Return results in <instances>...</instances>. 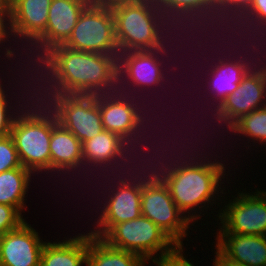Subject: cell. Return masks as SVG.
Wrapping results in <instances>:
<instances>
[{"label":"cell","instance_id":"cell-31","mask_svg":"<svg viewBox=\"0 0 266 266\" xmlns=\"http://www.w3.org/2000/svg\"><path fill=\"white\" fill-rule=\"evenodd\" d=\"M38 81V83H25L24 88H34L30 89L31 93L36 97L46 98L48 103L69 104L77 96L64 75H44Z\"/></svg>","mask_w":266,"mask_h":266},{"label":"cell","instance_id":"cell-44","mask_svg":"<svg viewBox=\"0 0 266 266\" xmlns=\"http://www.w3.org/2000/svg\"><path fill=\"white\" fill-rule=\"evenodd\" d=\"M216 256L213 259L215 262V266H246L244 264L236 263L227 258L221 257L217 252H215Z\"/></svg>","mask_w":266,"mask_h":266},{"label":"cell","instance_id":"cell-13","mask_svg":"<svg viewBox=\"0 0 266 266\" xmlns=\"http://www.w3.org/2000/svg\"><path fill=\"white\" fill-rule=\"evenodd\" d=\"M70 49L119 55L115 21L100 15L81 13L68 38Z\"/></svg>","mask_w":266,"mask_h":266},{"label":"cell","instance_id":"cell-17","mask_svg":"<svg viewBox=\"0 0 266 266\" xmlns=\"http://www.w3.org/2000/svg\"><path fill=\"white\" fill-rule=\"evenodd\" d=\"M63 127L82 143L103 130L98 95H77L66 107Z\"/></svg>","mask_w":266,"mask_h":266},{"label":"cell","instance_id":"cell-36","mask_svg":"<svg viewBox=\"0 0 266 266\" xmlns=\"http://www.w3.org/2000/svg\"><path fill=\"white\" fill-rule=\"evenodd\" d=\"M242 13L245 29L266 28V0H252Z\"/></svg>","mask_w":266,"mask_h":266},{"label":"cell","instance_id":"cell-16","mask_svg":"<svg viewBox=\"0 0 266 266\" xmlns=\"http://www.w3.org/2000/svg\"><path fill=\"white\" fill-rule=\"evenodd\" d=\"M197 21L210 35L214 32V39L223 36L236 44L245 30L243 13L230 0H203L197 4Z\"/></svg>","mask_w":266,"mask_h":266},{"label":"cell","instance_id":"cell-8","mask_svg":"<svg viewBox=\"0 0 266 266\" xmlns=\"http://www.w3.org/2000/svg\"><path fill=\"white\" fill-rule=\"evenodd\" d=\"M237 195L219 209L217 217L222 226L216 234L266 236V191H238Z\"/></svg>","mask_w":266,"mask_h":266},{"label":"cell","instance_id":"cell-1","mask_svg":"<svg viewBox=\"0 0 266 266\" xmlns=\"http://www.w3.org/2000/svg\"><path fill=\"white\" fill-rule=\"evenodd\" d=\"M214 160L213 162L210 160L205 161L194 167L181 170L171 182L170 195L178 209L190 222L196 223L195 220L198 222L197 219L201 217L200 210L202 211L203 209L202 212H204V209L207 210V207L210 208L213 203L216 204V199L219 200V196H221L219 193H227H224L221 188L222 184H225L222 178L227 174L225 173L227 172L225 171L227 170L225 169L226 165L222 163V159L220 162L216 158ZM209 203L210 207L208 206ZM197 213L199 214L197 215Z\"/></svg>","mask_w":266,"mask_h":266},{"label":"cell","instance_id":"cell-45","mask_svg":"<svg viewBox=\"0 0 266 266\" xmlns=\"http://www.w3.org/2000/svg\"><path fill=\"white\" fill-rule=\"evenodd\" d=\"M207 52H208V51H206V52H205V51H204V52L201 51L200 54L204 56V59H202V58H203L202 56H201V57L199 56V57H196V58H195V61L198 60L199 58H201L202 60H205V62H208V63H207V65H208V64H209V60L212 59V58L214 57V55H213V56H208V57H212V58H208V57L206 58V57H205V56H206L205 53H207ZM196 55H197V54L195 53L194 56H196ZM188 57L192 59V57H190L189 55H188ZM197 58H198V59H197ZM207 59H209V60H207ZM192 60H193V59H192ZM206 60H207V61H206ZM187 61L190 62L191 60H187ZM201 62H202V61H201ZM201 62L199 63L200 66H201V64H203V62H202V63H201ZM191 63H194V61H192ZM195 64H197V63H194V64L190 65L189 67H191V66H193V65H195ZM205 65H206V63L204 64V66H205ZM197 66H198V64H197ZM197 66H195V67H197ZM200 66H198V67L200 68ZM193 67H194V66H193ZM195 67H194V68H195ZM201 67H202V66H201ZM198 73H201L200 70H199ZM194 74H195V75H199V74H196L195 72H194ZM196 78L198 79V77H196ZM196 78H194V79H196ZM193 83H194V81H193Z\"/></svg>","mask_w":266,"mask_h":266},{"label":"cell","instance_id":"cell-12","mask_svg":"<svg viewBox=\"0 0 266 266\" xmlns=\"http://www.w3.org/2000/svg\"><path fill=\"white\" fill-rule=\"evenodd\" d=\"M141 213L156 224L178 246L188 236L190 222L174 203L169 190L148 189L141 193ZM183 238V239H182Z\"/></svg>","mask_w":266,"mask_h":266},{"label":"cell","instance_id":"cell-47","mask_svg":"<svg viewBox=\"0 0 266 266\" xmlns=\"http://www.w3.org/2000/svg\"><path fill=\"white\" fill-rule=\"evenodd\" d=\"M3 3L7 4V5H12L16 0H1Z\"/></svg>","mask_w":266,"mask_h":266},{"label":"cell","instance_id":"cell-11","mask_svg":"<svg viewBox=\"0 0 266 266\" xmlns=\"http://www.w3.org/2000/svg\"><path fill=\"white\" fill-rule=\"evenodd\" d=\"M52 128L33 124L27 119L15 117L10 135L13 138L21 165L33 175L50 172V138Z\"/></svg>","mask_w":266,"mask_h":266},{"label":"cell","instance_id":"cell-46","mask_svg":"<svg viewBox=\"0 0 266 266\" xmlns=\"http://www.w3.org/2000/svg\"><path fill=\"white\" fill-rule=\"evenodd\" d=\"M238 9L243 12L252 2V0H230Z\"/></svg>","mask_w":266,"mask_h":266},{"label":"cell","instance_id":"cell-18","mask_svg":"<svg viewBox=\"0 0 266 266\" xmlns=\"http://www.w3.org/2000/svg\"><path fill=\"white\" fill-rule=\"evenodd\" d=\"M216 251L221 257L246 266H266V236L217 234Z\"/></svg>","mask_w":266,"mask_h":266},{"label":"cell","instance_id":"cell-41","mask_svg":"<svg viewBox=\"0 0 266 266\" xmlns=\"http://www.w3.org/2000/svg\"><path fill=\"white\" fill-rule=\"evenodd\" d=\"M10 35V36H9ZM13 36L11 29V6L0 5V44L9 42V38ZM9 37V38H8ZM0 48L2 49V47Z\"/></svg>","mask_w":266,"mask_h":266},{"label":"cell","instance_id":"cell-48","mask_svg":"<svg viewBox=\"0 0 266 266\" xmlns=\"http://www.w3.org/2000/svg\"><path fill=\"white\" fill-rule=\"evenodd\" d=\"M0 5H7V4L3 3V2L0 0Z\"/></svg>","mask_w":266,"mask_h":266},{"label":"cell","instance_id":"cell-5","mask_svg":"<svg viewBox=\"0 0 266 266\" xmlns=\"http://www.w3.org/2000/svg\"><path fill=\"white\" fill-rule=\"evenodd\" d=\"M101 239L113 248L141 256L148 263L151 259L156 266L178 247L165 232L143 215L115 224Z\"/></svg>","mask_w":266,"mask_h":266},{"label":"cell","instance_id":"cell-2","mask_svg":"<svg viewBox=\"0 0 266 266\" xmlns=\"http://www.w3.org/2000/svg\"><path fill=\"white\" fill-rule=\"evenodd\" d=\"M136 99L137 97L135 96L127 95L119 91L98 95V105L101 113L103 129L119 135L130 146L133 147H137L145 143L149 138V133H152L153 137H156L154 136L155 129H157L158 127L161 128L163 126L162 123H164L162 122V120H157L158 123L161 122V126L158 123L157 125H155L154 123V126L151 124L152 118L150 117L151 115H149V113L152 114L153 112H155V114L153 113L152 115L157 114V111H155L154 107H152L154 111L150 109V104H153V97L150 100L148 99V101H150L151 103L148 102L147 104L144 103L146 101L142 99L140 100V98H138L137 100ZM147 108L149 109L147 110ZM148 124L150 125V127L152 126L154 128H149Z\"/></svg>","mask_w":266,"mask_h":266},{"label":"cell","instance_id":"cell-14","mask_svg":"<svg viewBox=\"0 0 266 266\" xmlns=\"http://www.w3.org/2000/svg\"><path fill=\"white\" fill-rule=\"evenodd\" d=\"M111 192V193H110ZM102 199L105 201L99 205L101 208L100 216L96 219V230L91 229L89 233L97 238H102L115 224L134 220L142 215L141 213V193L139 189L132 186H123L118 189L109 191L107 194L104 191ZM108 195V196H105Z\"/></svg>","mask_w":266,"mask_h":266},{"label":"cell","instance_id":"cell-39","mask_svg":"<svg viewBox=\"0 0 266 266\" xmlns=\"http://www.w3.org/2000/svg\"><path fill=\"white\" fill-rule=\"evenodd\" d=\"M21 215L14 207L0 204V237L5 233L16 229L23 221Z\"/></svg>","mask_w":266,"mask_h":266},{"label":"cell","instance_id":"cell-6","mask_svg":"<svg viewBox=\"0 0 266 266\" xmlns=\"http://www.w3.org/2000/svg\"><path fill=\"white\" fill-rule=\"evenodd\" d=\"M114 21L120 53L163 48L154 0H128Z\"/></svg>","mask_w":266,"mask_h":266},{"label":"cell","instance_id":"cell-27","mask_svg":"<svg viewBox=\"0 0 266 266\" xmlns=\"http://www.w3.org/2000/svg\"><path fill=\"white\" fill-rule=\"evenodd\" d=\"M32 172L25 167H18L0 173V204L14 207L21 215L27 207L25 195L32 180Z\"/></svg>","mask_w":266,"mask_h":266},{"label":"cell","instance_id":"cell-19","mask_svg":"<svg viewBox=\"0 0 266 266\" xmlns=\"http://www.w3.org/2000/svg\"><path fill=\"white\" fill-rule=\"evenodd\" d=\"M52 0H16L11 5V29L20 42L45 31ZM18 39V41L16 40Z\"/></svg>","mask_w":266,"mask_h":266},{"label":"cell","instance_id":"cell-30","mask_svg":"<svg viewBox=\"0 0 266 266\" xmlns=\"http://www.w3.org/2000/svg\"><path fill=\"white\" fill-rule=\"evenodd\" d=\"M81 13L75 0H52L45 31L68 39Z\"/></svg>","mask_w":266,"mask_h":266},{"label":"cell","instance_id":"cell-37","mask_svg":"<svg viewBox=\"0 0 266 266\" xmlns=\"http://www.w3.org/2000/svg\"><path fill=\"white\" fill-rule=\"evenodd\" d=\"M3 86L5 85L0 83V138L10 134L13 121L17 116V107L15 109V107H13L14 105L11 106V104H13L12 101L9 99L7 100V97L9 98L10 95L6 93L8 90Z\"/></svg>","mask_w":266,"mask_h":266},{"label":"cell","instance_id":"cell-22","mask_svg":"<svg viewBox=\"0 0 266 266\" xmlns=\"http://www.w3.org/2000/svg\"><path fill=\"white\" fill-rule=\"evenodd\" d=\"M22 90H25V91H22L23 93L20 92V94H22V95H20L21 97H19V98H21V100H19V98H18L19 102L15 101L17 103H14L15 107L18 106L17 107V109H18L17 114L19 116L27 119L28 121H30L33 124L42 125V126L49 127L52 129L63 127L65 109L69 104L48 103L46 101L47 100L46 98L36 97L33 93H31V91L29 89L27 90L25 88ZM26 91H28V92H26ZM24 93H26L25 97H23ZM27 94H28V96H27ZM23 98H24V100H23ZM25 99H27V100L25 101ZM20 101L22 102V104H20ZM23 102L26 105H24ZM17 104H19V105H17ZM19 106L21 109L19 108Z\"/></svg>","mask_w":266,"mask_h":266},{"label":"cell","instance_id":"cell-25","mask_svg":"<svg viewBox=\"0 0 266 266\" xmlns=\"http://www.w3.org/2000/svg\"><path fill=\"white\" fill-rule=\"evenodd\" d=\"M241 117L266 107V88L261 86L248 72L239 87L221 103Z\"/></svg>","mask_w":266,"mask_h":266},{"label":"cell","instance_id":"cell-15","mask_svg":"<svg viewBox=\"0 0 266 266\" xmlns=\"http://www.w3.org/2000/svg\"><path fill=\"white\" fill-rule=\"evenodd\" d=\"M45 243L25 220L16 229L0 237V265L40 266Z\"/></svg>","mask_w":266,"mask_h":266},{"label":"cell","instance_id":"cell-38","mask_svg":"<svg viewBox=\"0 0 266 266\" xmlns=\"http://www.w3.org/2000/svg\"><path fill=\"white\" fill-rule=\"evenodd\" d=\"M22 167L12 136L0 138V173Z\"/></svg>","mask_w":266,"mask_h":266},{"label":"cell","instance_id":"cell-9","mask_svg":"<svg viewBox=\"0 0 266 266\" xmlns=\"http://www.w3.org/2000/svg\"><path fill=\"white\" fill-rule=\"evenodd\" d=\"M155 5L157 8L158 20H159V24H160V41L162 43L163 48L167 47L166 49L170 50V51L173 50L172 52H174V48H175L176 49L175 53H176V51L178 52L181 49L179 51L181 53V52H183L182 50L184 48H187V46H188V48H189L188 52L191 54L190 47L193 48V46H194V49H195L194 51L196 53H199V51H196L197 48H196V44L194 43V41H196V40L197 41H199V40L203 41L202 39H204V36H205V39H204L205 42L209 41L210 39L211 40L214 39V38H212L213 36L212 35L210 36L209 35L210 33L208 31H206L204 29V27L202 25H200V23L197 21V5L192 6V7H188V8L182 7V6H177V5H172V4H168V3H155ZM173 32H174V34H173ZM198 33H199V35H198ZM194 34L197 36H194ZM194 37H195V39H194ZM207 37L208 38L210 37V38L208 39ZM190 39H192V40H190ZM184 40H186V41H184ZM175 41L177 42V44L175 43ZM191 41H192V43H191ZM171 42L173 44H171ZM178 42H180V45ZM185 42H187V43H185ZM188 43L190 46L187 45ZM185 44H186V47L182 48V45L185 46ZM173 46H175V47H173ZM171 47H173V48H171Z\"/></svg>","mask_w":266,"mask_h":266},{"label":"cell","instance_id":"cell-10","mask_svg":"<svg viewBox=\"0 0 266 266\" xmlns=\"http://www.w3.org/2000/svg\"><path fill=\"white\" fill-rule=\"evenodd\" d=\"M23 43H26L27 44L26 47H29V48L25 49V44H24V46L22 47L23 48L22 50H27V51L29 50L28 53L30 52L28 54L27 51H25L26 53L23 55V56L28 55L27 56L28 60L27 59L23 60V63L27 62V66L26 64H23L22 62H20V60L22 61V56H21V59L18 58L19 63H21L23 66L25 65V67L22 68L23 70H20V69H16V70H18V72L19 71L24 72L26 70L24 74L23 72L22 73L19 72V74L23 75V77L20 80L23 81V79L24 80L28 78L30 79V80L29 79L25 80V82L23 81V83H26V81L27 83H33V82L37 83L38 80L44 75H48V76L49 75H64L61 65H62L63 58L65 57L67 52L70 50L68 39L56 36L55 34H52L46 31H43V32H40L39 34H36L24 40ZM26 73L30 75L31 77L30 76L27 77Z\"/></svg>","mask_w":266,"mask_h":266},{"label":"cell","instance_id":"cell-29","mask_svg":"<svg viewBox=\"0 0 266 266\" xmlns=\"http://www.w3.org/2000/svg\"><path fill=\"white\" fill-rule=\"evenodd\" d=\"M242 38H243V40H242ZM246 39H247L248 42L246 41ZM238 41L239 42H237V44L239 43L240 45H236V46H239L238 49H243L242 50L243 51L242 53H246L245 54L246 59H249V60H247V72L253 78H255V80L261 86H263V87L266 88V48H265L266 47L265 46L266 45V43H265L266 42V28L245 29L244 32H243V35L241 37V40L239 39ZM245 44H246V46H245ZM242 45H243L244 48L242 47ZM260 47H261V50H260ZM244 49H246V50H244ZM247 49H249V50H247ZM253 53L256 54V55H254ZM259 54H260V56L261 55L262 56L260 57ZM249 55H250V57H249ZM263 55H265V56H263ZM263 57H265V60L263 59ZM263 60H264L265 63H263Z\"/></svg>","mask_w":266,"mask_h":266},{"label":"cell","instance_id":"cell-33","mask_svg":"<svg viewBox=\"0 0 266 266\" xmlns=\"http://www.w3.org/2000/svg\"><path fill=\"white\" fill-rule=\"evenodd\" d=\"M238 134L239 137L242 135V138L243 136L248 137L247 140L249 141L252 139L254 143L259 141L262 146V143L266 140V107L242 116L241 128L237 136Z\"/></svg>","mask_w":266,"mask_h":266},{"label":"cell","instance_id":"cell-23","mask_svg":"<svg viewBox=\"0 0 266 266\" xmlns=\"http://www.w3.org/2000/svg\"><path fill=\"white\" fill-rule=\"evenodd\" d=\"M151 138H152V135L150 134L148 141H146L144 143V148H145L144 149V151H145V154H144L145 155V177H144V181H143V190H148V189L169 190L171 187V182L173 181V178L176 174L167 162V152H168L167 150H168V148L166 149V144H165V142H163V139L161 141H159L160 140L159 138H157V140H155L149 144L148 142H149V139H151ZM156 141L157 142L159 141L158 143H156V145L158 144L157 146L154 145ZM151 144H153L154 146H152ZM150 145H151V149H149ZM164 146H165V148H164ZM151 151H154V152L151 153ZM160 151H162V152H160ZM146 152H147V154H146ZM154 157H155V159H153Z\"/></svg>","mask_w":266,"mask_h":266},{"label":"cell","instance_id":"cell-24","mask_svg":"<svg viewBox=\"0 0 266 266\" xmlns=\"http://www.w3.org/2000/svg\"><path fill=\"white\" fill-rule=\"evenodd\" d=\"M82 142L64 127L52 129L50 138V173L64 174L82 157Z\"/></svg>","mask_w":266,"mask_h":266},{"label":"cell","instance_id":"cell-21","mask_svg":"<svg viewBox=\"0 0 266 266\" xmlns=\"http://www.w3.org/2000/svg\"><path fill=\"white\" fill-rule=\"evenodd\" d=\"M87 253L88 233L75 235L62 242H46L41 252L40 266H86Z\"/></svg>","mask_w":266,"mask_h":266},{"label":"cell","instance_id":"cell-34","mask_svg":"<svg viewBox=\"0 0 266 266\" xmlns=\"http://www.w3.org/2000/svg\"><path fill=\"white\" fill-rule=\"evenodd\" d=\"M211 105H213V106H209V108L208 109H206V110H209L210 111V107H211V117H213L212 119L213 120H215L214 122L215 123H218V125H216V126H219V128H220V126L222 127L223 125L224 126H226V131L227 130H229V132H233L232 134L233 135H235V134H237L238 133V131L240 130V128H241V120H242V117L239 115V114H237V113H235V112H233V111H230V110H228L226 107H224L222 104H211ZM212 107H214V108H212ZM213 110V111H212ZM213 112V113H212ZM216 119H215V118ZM212 119H211V122H212ZM217 120V121H216ZM204 122L206 121V120H203ZM203 121H201V123H203ZM208 122V121H207ZM213 122V123H214ZM201 123H199L200 125H201ZM221 123V124H220ZM206 124V126H208L209 124H211V123H208V125H207V123H205ZM205 124L203 125L204 127H205ZM220 124V125H219ZM210 126H212V124L210 125ZM210 126H208V127H210ZM204 127H202V129L204 128ZM208 127H206V128H208ZM229 128V129H228ZM197 129H198V127H197ZM200 129H201V127H200ZM199 129V131H202V129L200 130ZM205 129V128H204ZM209 129V128H208ZM211 129V128H210ZM214 129V128H213ZM204 131V130H203ZM206 131V130H205ZM194 132H196V131H194ZM191 133H192V130H191ZM201 134H202V132H200ZM199 133V135H201ZM197 134V133H196ZM196 134H195V136H196ZM203 134L205 135V132H203ZM191 135V134H190ZM189 135V136H190ZM198 135V134H197ZM199 135H198V137H199ZM203 135V136H204ZM192 136H194V134H192L190 137L191 138H187L186 137V139H193V137ZM196 139H197V141L198 142H200V140H202V139H199V138H202V137H199V138H197V136L195 137ZM194 138V139H195ZM195 139V140H196ZM200 144H202V143H200Z\"/></svg>","mask_w":266,"mask_h":266},{"label":"cell","instance_id":"cell-43","mask_svg":"<svg viewBox=\"0 0 266 266\" xmlns=\"http://www.w3.org/2000/svg\"><path fill=\"white\" fill-rule=\"evenodd\" d=\"M202 1L203 0H154V3H168L188 8L197 5Z\"/></svg>","mask_w":266,"mask_h":266},{"label":"cell","instance_id":"cell-4","mask_svg":"<svg viewBox=\"0 0 266 266\" xmlns=\"http://www.w3.org/2000/svg\"><path fill=\"white\" fill-rule=\"evenodd\" d=\"M62 71L77 95H99L117 91L118 55L70 49Z\"/></svg>","mask_w":266,"mask_h":266},{"label":"cell","instance_id":"cell-32","mask_svg":"<svg viewBox=\"0 0 266 266\" xmlns=\"http://www.w3.org/2000/svg\"><path fill=\"white\" fill-rule=\"evenodd\" d=\"M184 128V126L183 127H181L180 129H181V133H184V135H185V137H183V139H185V141H186V136L188 137V135L190 134L189 132H188V130H186L185 132H182V129ZM175 133V134H174ZM185 133H188V135H186ZM170 134H174V136L173 137H171V139H172V141H171V139H167V140H169V141H167L166 139H164V142L166 143V148H170L168 151H170V154H169V152L167 153V161H168V164L170 165V167L172 168V170L175 172V174H177L178 172H180L181 170H184V169H187V168H191V167H194V166H196V165H198L199 163H202V162H205V161H209V159H210V161L211 160H213L212 158H214L212 155L213 154H211L210 156H211V158L209 157V158H207L206 156L207 155H205L204 154V151L203 152H200L199 153V151H198V147H196L195 145H197L196 143V141H195V143L193 142L194 140L193 139H191V141L193 142V144H192V142H189V140L190 139H187L188 141H187V143L188 144H192L191 146L190 145H188V146H186L185 145V143L186 142H183L182 143V141H184L183 139H180L181 140V142H180V140H176V139H178L179 138V136L177 137L176 135H179L178 133H176V132H173V133H170ZM175 137H177V138H175ZM175 139V140H174ZM166 140V141H165ZM173 140H174V142H173ZM176 141V142H175ZM169 142V143H168ZM170 142H172V145H170ZM181 145H180V144ZM176 144H178L179 146V150L181 151H179L178 149H177V147L175 146ZM183 144V145H182ZM184 148V150H182V147ZM195 146V148H197V149H192L193 147ZM172 147H173V149H172ZM190 147H192V148H190ZM190 151V152H188V150ZM195 150H197V151H195ZM177 151V152H176ZM191 151H194V153L192 152L191 153ZM179 152V153H178ZM187 152V153H186ZM198 152V153H197ZM172 153H173V155H172ZM177 155H176V154ZM181 153V154H180ZM204 155H203V154ZM179 154V155H178ZM199 157H198V156ZM203 155V156H202ZM178 156V157H177ZM196 156V157H195ZM202 156V157H201ZM171 157V158H170ZM181 157V158H180ZM185 157V158H184ZM168 158H169V160H168ZM180 158V159H179ZM189 158V159H188ZM204 158V159H203ZM207 158V159H206ZM177 159V160H176ZM190 162V163H189Z\"/></svg>","mask_w":266,"mask_h":266},{"label":"cell","instance_id":"cell-7","mask_svg":"<svg viewBox=\"0 0 266 266\" xmlns=\"http://www.w3.org/2000/svg\"><path fill=\"white\" fill-rule=\"evenodd\" d=\"M210 41H207V42L196 41L195 42L197 47H199L202 51H204V50L206 51V49H209L210 51H212L211 52L212 54H215V55L219 54L220 55L219 57L216 55V57H214L211 60L210 65L205 66L206 68H208V67H210V68L208 70H206L207 73L204 72V74H205L204 77L205 78L207 77L208 79H206V80L203 79V82H205L207 80H209V81H207L206 84L204 85V87H207L208 89L206 88L203 92L205 93L209 90L208 92L211 95L208 92L205 94L208 95V98L210 96H211V98L208 99V98H206V96L204 98L207 100V102L209 100L211 102V99H212L211 104H213V103L214 104H216V103L221 104L223 102V100H225L230 94H232L239 87V84H240L242 78L247 74V59H246L245 53H243L244 54L243 55L240 52L241 51L240 49L238 51V47L236 46L237 44H235V42H233L230 39L225 40V38H218L217 39L218 42L216 41V39H213ZM214 42L215 43L217 42L218 43L217 45H219V43H220L219 47L220 46L221 47L219 48L217 46V48H218L217 49L214 46L215 45ZM210 43H212V46ZM226 44H227V46H226ZM201 46L203 47V49ZM205 46L206 47L209 46V48L208 47L206 48ZM230 46L232 47L233 50L231 49ZM210 47H212V48L210 49ZM213 48L217 49L218 51L214 49V51H215V53H214ZM222 48H225V49H222ZM220 49H222V50L220 51ZM230 49H231V51H230ZM219 52H221L223 54L222 57H221V53H219ZM226 52H229V53H227L228 55L226 54ZM231 53L233 55H231ZM236 53L239 56L236 55ZM230 56H232V57H230ZM236 56H237V58H236ZM212 62H214V63H212Z\"/></svg>","mask_w":266,"mask_h":266},{"label":"cell","instance_id":"cell-40","mask_svg":"<svg viewBox=\"0 0 266 266\" xmlns=\"http://www.w3.org/2000/svg\"><path fill=\"white\" fill-rule=\"evenodd\" d=\"M134 149H136V150H134ZM137 150H139V152ZM142 151H143V153L141 154L140 152H142ZM142 155H143V157H142ZM132 169H133V174H132V187H134L135 189H139V190L142 191L143 190V181H144V177H145L144 143L142 145H140V146H137V148L132 146Z\"/></svg>","mask_w":266,"mask_h":266},{"label":"cell","instance_id":"cell-35","mask_svg":"<svg viewBox=\"0 0 266 266\" xmlns=\"http://www.w3.org/2000/svg\"><path fill=\"white\" fill-rule=\"evenodd\" d=\"M81 12L115 20L128 0H75Z\"/></svg>","mask_w":266,"mask_h":266},{"label":"cell","instance_id":"cell-28","mask_svg":"<svg viewBox=\"0 0 266 266\" xmlns=\"http://www.w3.org/2000/svg\"><path fill=\"white\" fill-rule=\"evenodd\" d=\"M130 147L119 135L103 129L82 143V154L91 161L107 163L121 156Z\"/></svg>","mask_w":266,"mask_h":266},{"label":"cell","instance_id":"cell-3","mask_svg":"<svg viewBox=\"0 0 266 266\" xmlns=\"http://www.w3.org/2000/svg\"><path fill=\"white\" fill-rule=\"evenodd\" d=\"M170 52L172 53V51L167 50L166 48H159L155 50L126 51L119 53L117 69V91L127 95H132L135 97L137 96V98L140 99L143 98V100L146 102L147 98L145 99V97L142 96L141 93H144L142 91L148 92V96H150L151 94L153 95V91L150 90H154V92L156 93L158 89L162 88L160 90L162 92V90L165 89V85H167L166 83L168 79L169 81L172 80V77L168 78L167 75H165L166 72H170L167 71V67L165 66L172 63L170 62L166 64V62H164L166 60L171 61V58L174 57V55L169 56ZM146 87L147 90H150L147 91ZM149 92L151 94H149Z\"/></svg>","mask_w":266,"mask_h":266},{"label":"cell","instance_id":"cell-20","mask_svg":"<svg viewBox=\"0 0 266 266\" xmlns=\"http://www.w3.org/2000/svg\"><path fill=\"white\" fill-rule=\"evenodd\" d=\"M130 156V157H129ZM132 146L127 149L121 156H119L118 158H116L115 160H112L110 162H107V163H97V162H94V161H91L89 160L88 158H85V157H80L78 158L70 167L69 169L64 173V176L65 174L66 175H69L68 177H70V174L72 177L76 176V174H80L79 172L80 171H83L84 173V176L87 175V173L90 172V175L93 173V171H105L100 173V176L101 175L103 176L102 179H105L106 182H103L104 184L102 185H105L103 187L102 190H104V188H106V185L105 183H107L108 181V185L110 186H107L108 190L106 189L105 190V193L109 192L110 190H115V189H118L120 187H123V186H132V174H133V170H132ZM130 163V164H129ZM124 165V166H123ZM129 165V166H127ZM131 165V166H130ZM83 166V167H82ZM87 167V168H86ZM91 167V169L89 168ZM114 167V168H113ZM79 168V170H78ZM101 170H100V169ZM107 168V169H106ZM83 169V170H81ZM85 169V170H84ZM87 169V170H86ZM96 169V170H95ZM123 169V170H122ZM72 171V172H71ZM75 171V172H74ZM78 171V173L76 172ZM87 173H86V172ZM107 171V172H106ZM111 173H110V172ZM125 171V172H124ZM71 172V173H70ZM118 174H117V173ZM124 172V173H123ZM68 173V174H67ZM75 173V175H74ZM97 176L99 175V172H97ZM109 174V175H106ZM116 173V174H115ZM86 174V175H85ZM95 174V175H94ZM123 174V175H122ZM128 174V175H127ZM114 175V176H113ZM121 175V176H120ZM89 176V174H88ZM92 176V175H91ZM90 176V177H91ZM93 176L96 177V173H93ZM109 176V177H108ZM110 176L114 177V178H110ZM96 178V179H99ZM124 177V178H123ZM108 179V180H106ZM113 179V180H112ZM117 180V181H116ZM119 180V181H118ZM114 181V182H113ZM111 183V184H110ZM114 184V185H113Z\"/></svg>","mask_w":266,"mask_h":266},{"label":"cell","instance_id":"cell-26","mask_svg":"<svg viewBox=\"0 0 266 266\" xmlns=\"http://www.w3.org/2000/svg\"><path fill=\"white\" fill-rule=\"evenodd\" d=\"M141 256L113 248L103 239L88 233L87 266H145Z\"/></svg>","mask_w":266,"mask_h":266},{"label":"cell","instance_id":"cell-42","mask_svg":"<svg viewBox=\"0 0 266 266\" xmlns=\"http://www.w3.org/2000/svg\"><path fill=\"white\" fill-rule=\"evenodd\" d=\"M184 246H178L173 252L169 253L158 266H194L186 256L183 255ZM215 263L213 261V265Z\"/></svg>","mask_w":266,"mask_h":266}]
</instances>
